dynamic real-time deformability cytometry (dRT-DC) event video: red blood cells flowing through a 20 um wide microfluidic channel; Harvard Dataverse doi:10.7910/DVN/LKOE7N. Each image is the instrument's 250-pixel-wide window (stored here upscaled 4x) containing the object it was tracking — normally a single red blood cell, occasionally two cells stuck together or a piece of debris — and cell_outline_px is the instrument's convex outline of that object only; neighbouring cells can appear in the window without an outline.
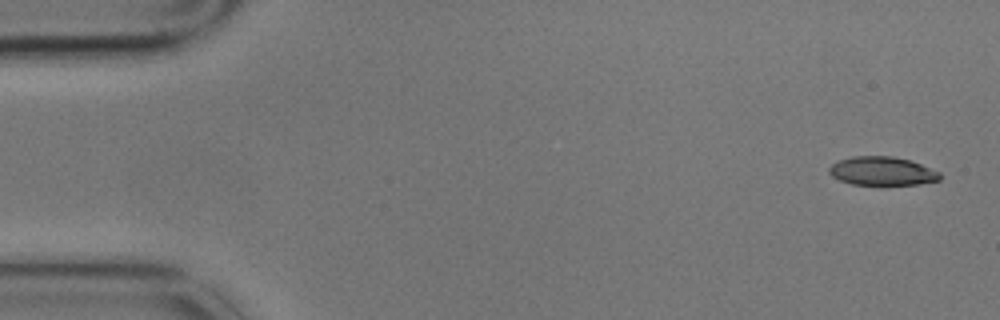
{"species": "common noctule bat (a hibernating species)", "species_latin": "Nyctalus noctula", "temperature_condition": "cold", "stored_images_in_passage": 5, "segment_of_instrument_passage": [1, 2], "camera_frame_rate_fps": 3000, "um_per_image_px": 0.085, "animal": {"sex": "male", "body_mass_g": 17.9}, "frame": {"image": 1, "passage_image": 1, "time_ms": 0.0, "image_size_px": [1000, 320], "cell_outline_px": [[940, 180], [916, 184], [880, 188], [852, 184], [840, 180], [832, 176], [828, 172], [828, 168], [836, 160], [852, 156], [892, 156], [908, 160], [920, 164], [940, 172]], "centroid_in_image_um": [74.94, 14.59], "position_along_channel_um": 10.1, "area_um2": 19.25}}
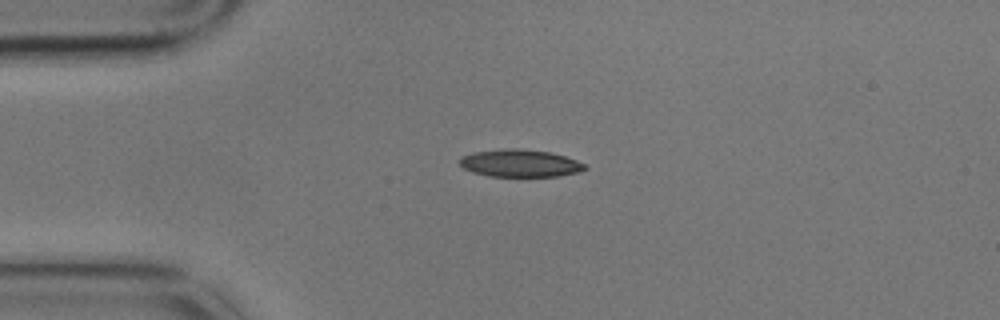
{"frame": {"image": 2, "passage_image": 4, "time_ms": 1.0, "image_size_px": [1000, 320], "cell_outline_px": [[588, 168], [580, 172], [556, 176], [488, 176], [472, 172], [464, 168], [456, 160], [460, 156], [472, 152], [504, 148], [520, 148], [548, 152], [564, 156], [576, 160], [584, 164]], "centroid_in_image_um": [44.14, 13.86], "position_along_channel_um": 40.9, "area_um2": 20.17}}